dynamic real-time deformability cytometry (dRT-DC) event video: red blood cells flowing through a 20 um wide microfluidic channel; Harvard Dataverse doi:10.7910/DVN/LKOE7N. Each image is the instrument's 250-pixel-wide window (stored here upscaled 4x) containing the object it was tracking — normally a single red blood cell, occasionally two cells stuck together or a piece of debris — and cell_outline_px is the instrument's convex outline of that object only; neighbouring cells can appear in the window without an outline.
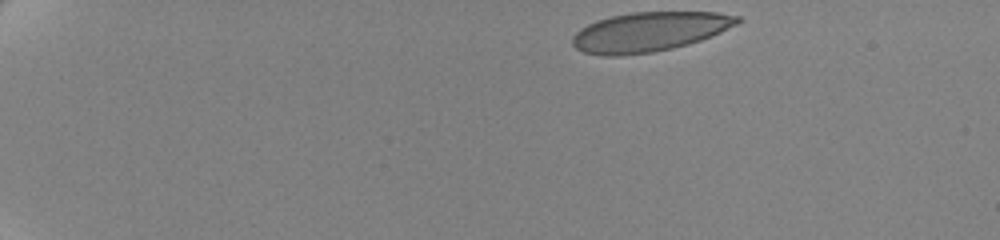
{"species": "human", "species_latin": "Homo sapiens", "temperature_condition": "cold", "stored_images_in_passage": 50, "camera_frame_rate_fps": 3000, "um_per_image_px": 0.085, "donor": {"sex": "female"}, "frame": {"image": 1, "passage_image": 1, "time_ms": 0.0, "image_size_px": [1000, 240], "cell_outline_px": [[744, 20], [720, 32], [700, 40], [688, 44], [672, 48], [652, 52], [620, 56], [604, 56], [584, 52], [576, 48], [572, 44], [572, 36], [580, 28], [596, 20], [612, 16], [632, 12], [716, 12], [740, 16]], "centroid_in_image_um": [55.18, 2.7], "position_along_channel_um": 29.8, "area_um2": 37.92}}
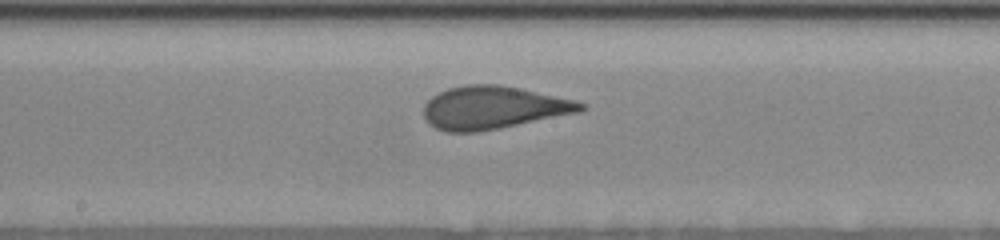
{"frame": {"image": 2, "passage_image": 26, "time_ms": 8.333, "image_size_px": [1000, 240], "cell_outline_px": [[588, 108], [580, 112], [500, 128], [476, 132], [444, 132], [436, 128], [424, 116], [424, 104], [432, 96], [448, 88], [464, 84], [500, 84], [520, 88], [576, 100], [588, 104]], "centroid_in_image_um": [41.96, 9.14], "position_along_channel_um": 206.2, "area_um2": 39.36}}
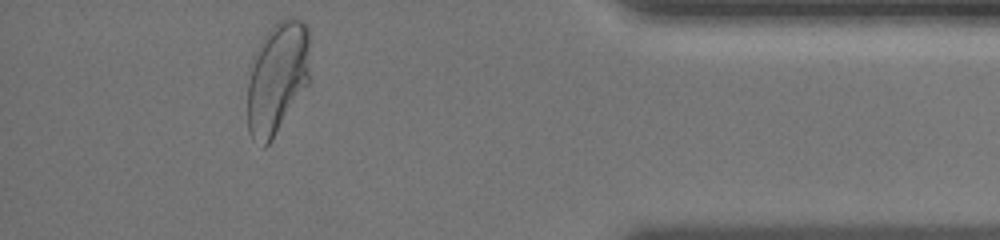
{"frame": {"image": 3, "passage_image": 46, "time_ms": 15.0, "image_size_px": [1000, 240], "cell_outline_px": [[312, 76], [308, 84], [272, 140], [264, 148], [252, 140], [248, 132], [248, 64], [252, 56], [264, 36], [280, 20], [288, 16], [292, 16], [304, 20], [308, 28]], "centroid_in_image_um": [23.59, 6.59], "position_along_channel_um": 411.6, "area_um2": 41.96}, "authors_computed_cell_mechanics": {"area_um2": 39.015, "velocity_mm_per_s": 3.4869, "shape_relaxation_time_tau1_ms": 6.1091, "shape_relaxation_time_tau2_ms": null, "deformation_change_tau1": 0.1908, "deformation_change_tau2": null}}